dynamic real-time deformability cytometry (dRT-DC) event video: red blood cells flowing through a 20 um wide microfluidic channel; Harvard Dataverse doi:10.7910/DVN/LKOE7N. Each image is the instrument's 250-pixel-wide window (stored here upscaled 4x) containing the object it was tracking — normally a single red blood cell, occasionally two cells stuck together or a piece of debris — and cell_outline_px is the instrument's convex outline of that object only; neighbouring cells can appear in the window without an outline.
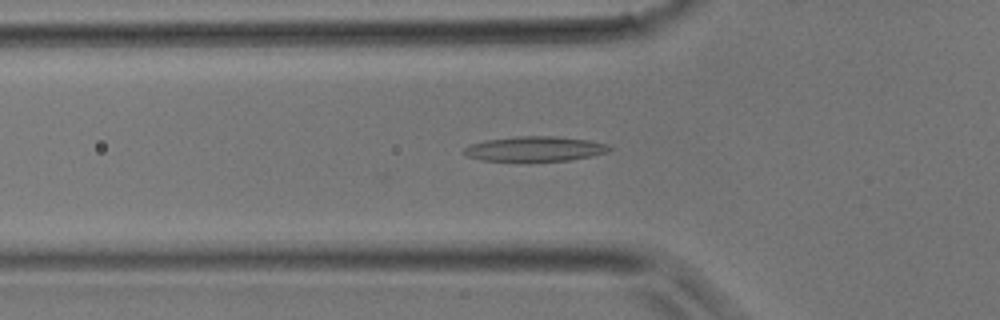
{"species": "common noctule bat (a hibernating species)", "species_latin": "Nyctalus noctula", "temperature_condition": "room temperature", "stored_images_in_passage": 28, "camera_frame_rate_fps": 3000, "um_per_image_px": 0.085, "animal": {"sex": "male", "body_mass_g": 17.9}, "frame": {"image": 1, "passage_image": 3, "time_ms": 0.667, "image_size_px": [1000, 320], "cell_outline_px": [[612, 148], [608, 152], [592, 156], [568, 160], [480, 160], [468, 156], [460, 152], [468, 144], [484, 140], [516, 136], [556, 136], [588, 140], [608, 144]], "centroid_in_image_um": [45.44, 12.63], "position_along_channel_um": 80.4, "area_um2": 21.04}}
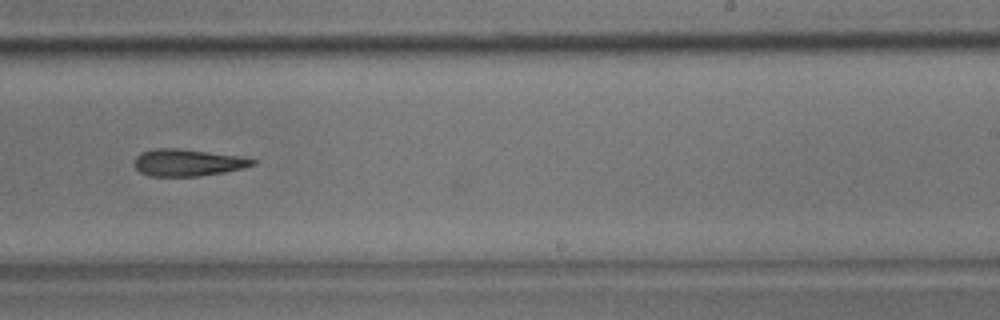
{"frame": {"image": 2, "passage_image": 14, "time_ms": 4.333, "image_size_px": [1000, 320], "cell_outline_px": [[256, 164], [244, 168], [224, 172], [200, 176], [148, 176], [140, 172], [132, 164], [132, 160], [140, 152], [156, 148], [180, 148], [244, 156], [256, 160]], "centroid_in_image_um": [15.94, 13.81], "position_along_channel_um": 273.1, "area_um2": 19.02}}
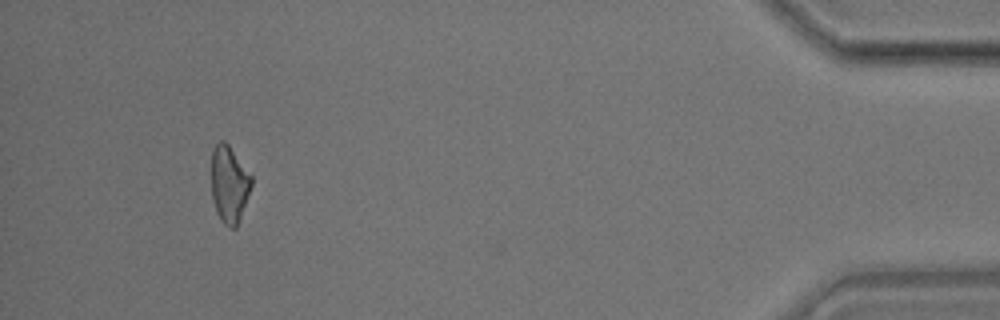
{"frame": {"image": 3, "passage_image": 26, "time_ms": 8.333, "image_size_px": [1000, 320], "cell_outline_px": [[252, 184], [240, 220], [236, 228], [228, 228], [220, 220], [216, 212], [212, 196], [212, 148], [220, 140], [224, 140], [228, 144], [252, 176]], "centroid_in_image_um": [19.48, 15.68], "position_along_channel_um": 415.7, "area_um2": 18.03}}